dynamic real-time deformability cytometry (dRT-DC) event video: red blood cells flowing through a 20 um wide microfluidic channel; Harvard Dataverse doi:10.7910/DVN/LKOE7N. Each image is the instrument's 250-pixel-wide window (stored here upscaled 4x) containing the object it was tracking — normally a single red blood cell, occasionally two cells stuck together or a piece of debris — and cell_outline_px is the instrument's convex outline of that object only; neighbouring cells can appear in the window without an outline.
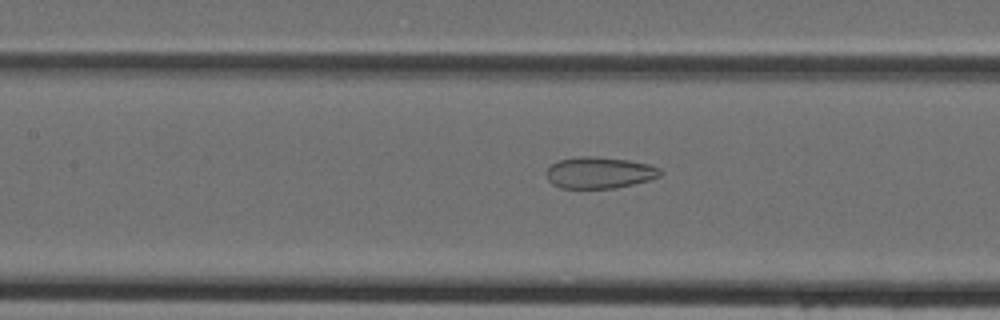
{"species": "Egyptian fruit bat (a non-hibernating species)", "species_latin": "Rousettus aegyptiacus", "temperature_condition": "cold", "stored_images_in_passage": 34, "camera_frame_rate_fps": 3000, "um_per_image_px": 0.085, "animal": {"sex": "female"}, "frame": {"image": 1, "passage_image": 14, "time_ms": 4.333, "image_size_px": [1000, 320], "cell_outline_px": [[664, 172], [660, 176], [648, 180], [616, 188], [560, 188], [552, 184], [548, 180], [544, 172], [552, 164], [560, 160], [580, 156], [596, 156], [628, 160], [648, 164], [660, 168]], "centroid_in_image_um": [50.94, 14.68], "position_along_channel_um": 156.5, "area_um2": 20.98}}
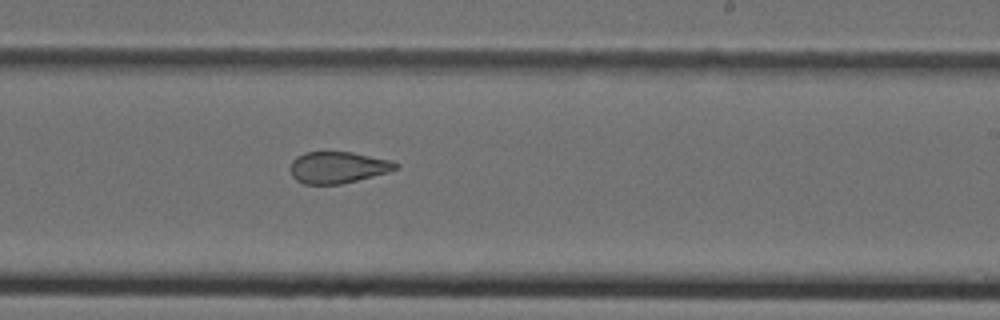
{"frame": {"image": 2, "passage_image": 21, "time_ms": 6.667, "image_size_px": [1000, 320], "cell_outline_px": [[400, 168], [388, 172], [340, 184], [304, 184], [296, 180], [292, 176], [288, 168], [292, 160], [296, 156], [304, 152], [352, 152], [392, 160], [400, 164]], "centroid_in_image_um": [28.7, 14.22], "position_along_channel_um": 260.3, "area_um2": 19.59}}
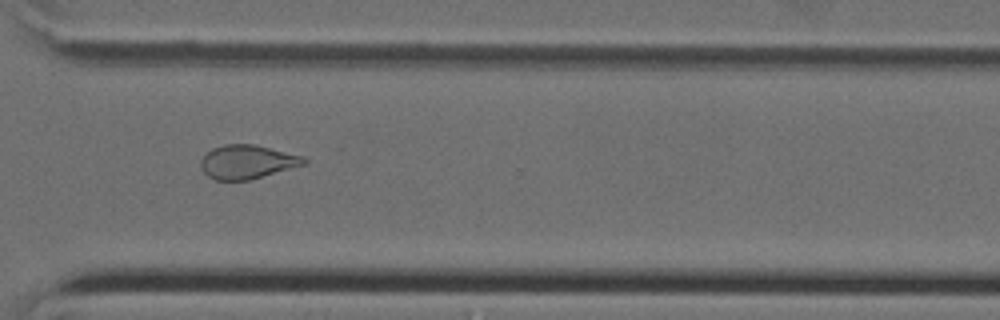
{"frame": {"image": 3, "passage_image": 27, "time_ms": 8.667, "image_size_px": [1000, 320], "cell_outline_px": [[308, 164], [248, 180], [216, 180], [208, 176], [200, 168], [200, 160], [212, 148], [224, 144], [252, 144], [304, 156], [308, 160]], "centroid_in_image_um": [21.03, 13.76], "position_along_channel_um": 349.6, "area_um2": 20.35}}